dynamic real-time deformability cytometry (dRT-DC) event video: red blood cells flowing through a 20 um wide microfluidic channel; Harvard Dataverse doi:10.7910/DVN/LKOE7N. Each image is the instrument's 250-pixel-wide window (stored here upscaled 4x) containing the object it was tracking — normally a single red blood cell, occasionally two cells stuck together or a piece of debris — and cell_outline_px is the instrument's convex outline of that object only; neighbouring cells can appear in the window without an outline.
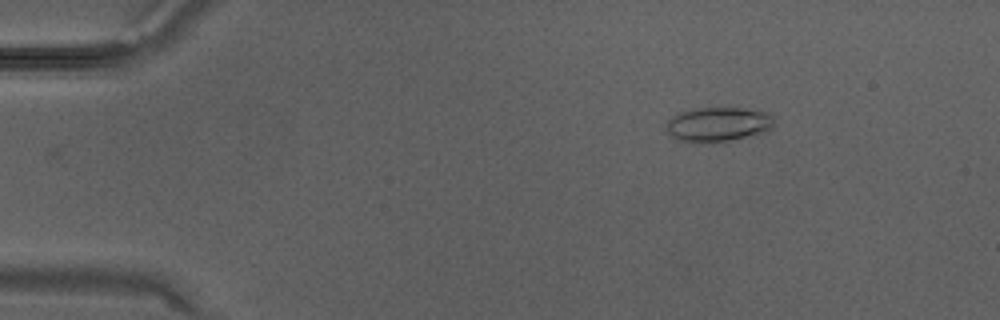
{"species": "Egyptian fruit bat (a non-hibernating species)", "species_latin": "Rousettus aegyptiacus", "temperature_condition": "warm", "stored_images_in_passage": 3, "camera_frame_rate_fps": 3000, "um_per_image_px": 0.085, "animal": {"sex": "male"}, "frame": {"image": 1, "passage_image": 1, "time_ms": 0.0, "image_size_px": [1000, 320], "cell_outline_px": [[776, 124], [772, 128], [764, 132], [712, 144], [700, 144], [680, 140], [672, 136], [668, 132], [668, 120], [672, 116], [680, 112], [692, 108], [740, 108], [768, 112], [772, 116]], "centroid_in_image_um": [61.05, 10.58], "position_along_channel_um": 23.9, "area_um2": 21.85}}